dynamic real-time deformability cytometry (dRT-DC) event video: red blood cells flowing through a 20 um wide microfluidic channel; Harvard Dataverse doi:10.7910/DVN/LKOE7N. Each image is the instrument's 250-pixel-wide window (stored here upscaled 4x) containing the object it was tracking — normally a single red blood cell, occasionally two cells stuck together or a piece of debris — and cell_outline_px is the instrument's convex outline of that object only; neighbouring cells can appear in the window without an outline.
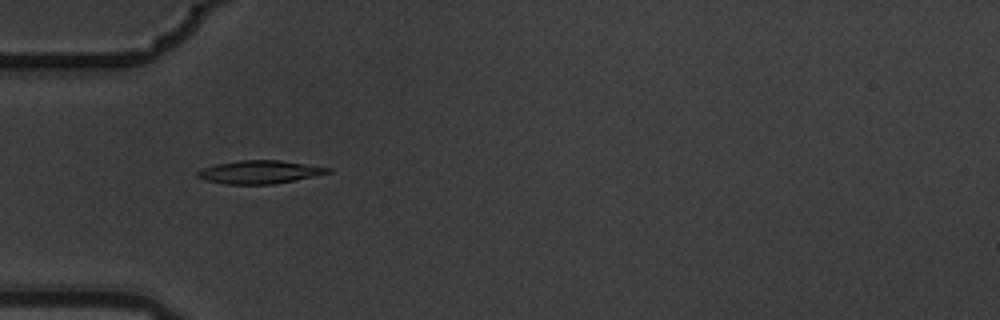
{"species": "common noctule bat (a hibernating species)", "species_latin": "Nyctalus noctula", "temperature_condition": "warm", "stored_images_in_passage": 15, "camera_frame_rate_fps": 3000, "um_per_image_px": 0.085, "animal": {"sex": "male", "body_mass_g": 19.5, "forearm_length_mm": 54.6}, "frame": {"image": 1, "passage_image": 5, "time_ms": 1.333, "image_size_px": [1000, 320], "cell_outline_px": [[332, 172], [316, 176], [272, 184], [228, 184], [208, 180], [196, 176], [196, 172], [204, 168], [216, 164], [240, 160], [280, 160], [332, 168]], "centroid_in_image_um": [22.11, 14.61], "position_along_channel_um": 62.9, "area_um2": 17.4}}
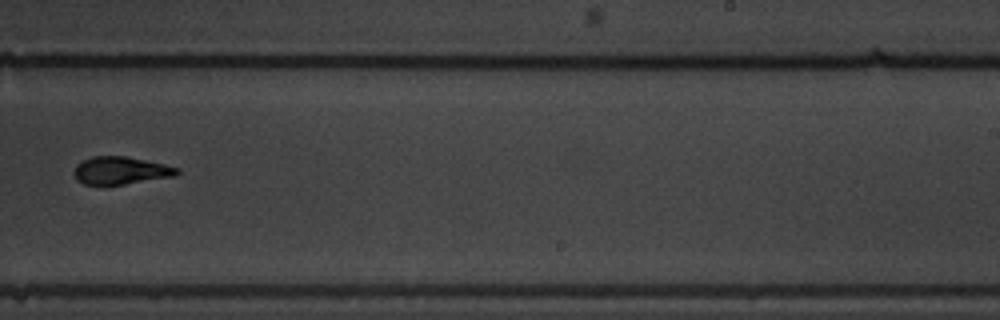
{"frame": {"image": 2, "passage_image": 10, "time_ms": 3.0, "image_size_px": [1000, 320], "cell_outline_px": [[180, 172], [176, 176], [124, 184], [84, 184], [76, 180], [72, 172], [76, 164], [92, 156], [124, 156], [164, 164], [180, 168]], "centroid_in_image_um": [10.25, 14.49], "position_along_channel_um": 278.8, "area_um2": 16.59}}
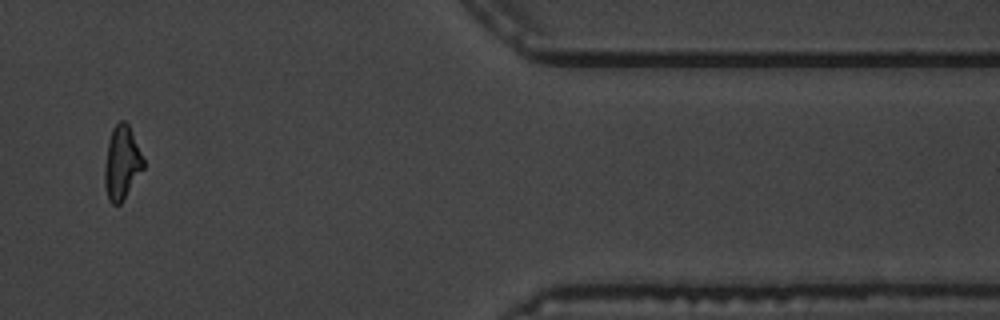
{"frame": {"image": 3, "passage_image": 13, "time_ms": 4.0, "image_size_px": [1000, 320], "cell_outline_px": [[144, 168], [120, 204], [112, 204], [108, 200], [104, 184], [104, 168], [108, 140], [112, 128], [120, 120], [124, 120], [128, 124], [132, 132], [144, 160]], "centroid_in_image_um": [10.34, 13.83], "position_along_channel_um": 401.1, "area_um2": 16.59}}